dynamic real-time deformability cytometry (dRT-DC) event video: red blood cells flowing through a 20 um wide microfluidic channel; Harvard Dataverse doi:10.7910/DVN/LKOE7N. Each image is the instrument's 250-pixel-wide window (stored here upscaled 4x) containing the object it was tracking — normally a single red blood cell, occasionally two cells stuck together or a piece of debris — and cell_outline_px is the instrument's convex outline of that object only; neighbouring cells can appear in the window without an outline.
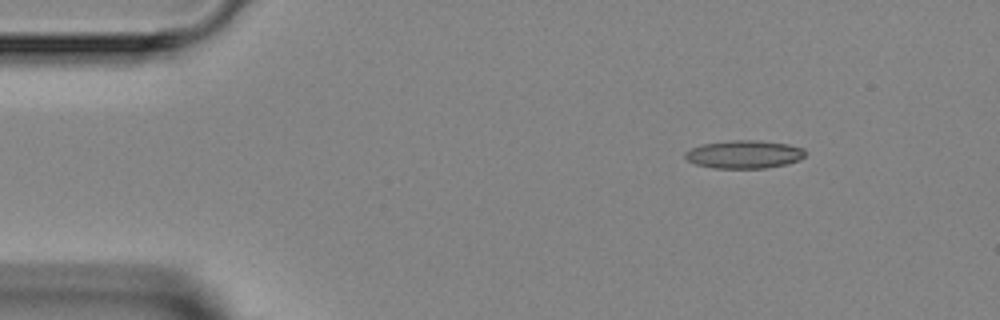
{"species": "Egyptian fruit bat (a non-hibernating species)", "species_latin": "Rousettus aegyptiacus", "temperature_condition": "room temperature", "stored_images_in_passage": 5, "camera_frame_rate_fps": 3000, "um_per_image_px": 0.085, "animal": {"sex": "female"}, "frame": {"image": 1, "passage_image": 5, "time_ms": 5.667, "image_size_px": [1000, 320], "cell_outline_px": [[808, 152], [800, 160], [788, 164], [764, 168], [712, 168], [696, 164], [688, 160], [684, 156], [684, 152], [700, 144], [728, 140], [756, 140], [788, 144], [804, 148]], "centroid_in_image_um": [63.27, 13.11], "position_along_channel_um": 21.7, "area_um2": 19.88}}